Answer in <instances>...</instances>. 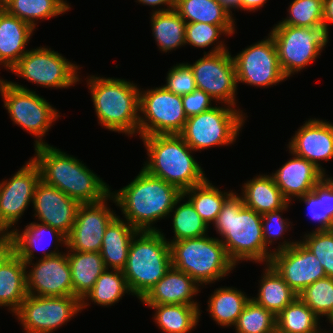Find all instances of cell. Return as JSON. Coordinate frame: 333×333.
<instances>
[{"label": "cell", "mask_w": 333, "mask_h": 333, "mask_svg": "<svg viewBox=\"0 0 333 333\" xmlns=\"http://www.w3.org/2000/svg\"><path fill=\"white\" fill-rule=\"evenodd\" d=\"M313 192L317 198H324L325 212L333 219V177L326 176L315 186Z\"/></svg>", "instance_id": "obj_49"}, {"label": "cell", "mask_w": 333, "mask_h": 333, "mask_svg": "<svg viewBox=\"0 0 333 333\" xmlns=\"http://www.w3.org/2000/svg\"><path fill=\"white\" fill-rule=\"evenodd\" d=\"M198 89L209 94L216 103L237 106V80L234 62L228 50L204 54L193 64L186 62ZM220 101V102H219Z\"/></svg>", "instance_id": "obj_15"}, {"label": "cell", "mask_w": 333, "mask_h": 333, "mask_svg": "<svg viewBox=\"0 0 333 333\" xmlns=\"http://www.w3.org/2000/svg\"><path fill=\"white\" fill-rule=\"evenodd\" d=\"M224 106V107H223ZM247 115L241 109L222 104L188 117L179 135L193 151L234 144Z\"/></svg>", "instance_id": "obj_9"}, {"label": "cell", "mask_w": 333, "mask_h": 333, "mask_svg": "<svg viewBox=\"0 0 333 333\" xmlns=\"http://www.w3.org/2000/svg\"><path fill=\"white\" fill-rule=\"evenodd\" d=\"M213 226L236 266L243 261L270 263L273 251L264 244L262 214L244 206L235 191L226 199Z\"/></svg>", "instance_id": "obj_3"}, {"label": "cell", "mask_w": 333, "mask_h": 333, "mask_svg": "<svg viewBox=\"0 0 333 333\" xmlns=\"http://www.w3.org/2000/svg\"><path fill=\"white\" fill-rule=\"evenodd\" d=\"M299 241L318 258L326 275L333 278V229L305 232Z\"/></svg>", "instance_id": "obj_44"}, {"label": "cell", "mask_w": 333, "mask_h": 333, "mask_svg": "<svg viewBox=\"0 0 333 333\" xmlns=\"http://www.w3.org/2000/svg\"><path fill=\"white\" fill-rule=\"evenodd\" d=\"M237 85L268 88L283 82L284 76L279 65L275 42L270 34L261 41L251 44L233 56Z\"/></svg>", "instance_id": "obj_14"}, {"label": "cell", "mask_w": 333, "mask_h": 333, "mask_svg": "<svg viewBox=\"0 0 333 333\" xmlns=\"http://www.w3.org/2000/svg\"><path fill=\"white\" fill-rule=\"evenodd\" d=\"M298 297L321 319L333 316V278H321L298 294Z\"/></svg>", "instance_id": "obj_41"}, {"label": "cell", "mask_w": 333, "mask_h": 333, "mask_svg": "<svg viewBox=\"0 0 333 333\" xmlns=\"http://www.w3.org/2000/svg\"><path fill=\"white\" fill-rule=\"evenodd\" d=\"M269 34L275 42L279 65L287 79L317 60L329 42V31L323 25L315 28L273 25Z\"/></svg>", "instance_id": "obj_10"}, {"label": "cell", "mask_w": 333, "mask_h": 333, "mask_svg": "<svg viewBox=\"0 0 333 333\" xmlns=\"http://www.w3.org/2000/svg\"><path fill=\"white\" fill-rule=\"evenodd\" d=\"M331 330H328V331H326V330H323V329H320V330H318V331H316V332H313V333H332L333 331H331Z\"/></svg>", "instance_id": "obj_56"}, {"label": "cell", "mask_w": 333, "mask_h": 333, "mask_svg": "<svg viewBox=\"0 0 333 333\" xmlns=\"http://www.w3.org/2000/svg\"><path fill=\"white\" fill-rule=\"evenodd\" d=\"M0 95L13 124L35 137L34 147L48 145L43 138L60 112L36 91L7 79L0 78Z\"/></svg>", "instance_id": "obj_8"}, {"label": "cell", "mask_w": 333, "mask_h": 333, "mask_svg": "<svg viewBox=\"0 0 333 333\" xmlns=\"http://www.w3.org/2000/svg\"><path fill=\"white\" fill-rule=\"evenodd\" d=\"M169 69L165 78L166 83L162 85L167 90L183 96L197 88L193 72L187 63H177Z\"/></svg>", "instance_id": "obj_46"}, {"label": "cell", "mask_w": 333, "mask_h": 333, "mask_svg": "<svg viewBox=\"0 0 333 333\" xmlns=\"http://www.w3.org/2000/svg\"><path fill=\"white\" fill-rule=\"evenodd\" d=\"M171 267L193 278L202 288L228 276L236 264L219 237L206 236L168 242Z\"/></svg>", "instance_id": "obj_7"}, {"label": "cell", "mask_w": 333, "mask_h": 333, "mask_svg": "<svg viewBox=\"0 0 333 333\" xmlns=\"http://www.w3.org/2000/svg\"><path fill=\"white\" fill-rule=\"evenodd\" d=\"M146 148L143 169L163 179L182 193L207 179L195 160L193 150L179 134H157L140 137Z\"/></svg>", "instance_id": "obj_5"}, {"label": "cell", "mask_w": 333, "mask_h": 333, "mask_svg": "<svg viewBox=\"0 0 333 333\" xmlns=\"http://www.w3.org/2000/svg\"><path fill=\"white\" fill-rule=\"evenodd\" d=\"M320 318L299 298L276 316V333H313L321 329Z\"/></svg>", "instance_id": "obj_38"}, {"label": "cell", "mask_w": 333, "mask_h": 333, "mask_svg": "<svg viewBox=\"0 0 333 333\" xmlns=\"http://www.w3.org/2000/svg\"><path fill=\"white\" fill-rule=\"evenodd\" d=\"M136 2L139 4L151 6L153 9L157 6L158 8H155V10H152V12H165L175 9L176 0H136ZM159 6L161 8H159Z\"/></svg>", "instance_id": "obj_51"}, {"label": "cell", "mask_w": 333, "mask_h": 333, "mask_svg": "<svg viewBox=\"0 0 333 333\" xmlns=\"http://www.w3.org/2000/svg\"><path fill=\"white\" fill-rule=\"evenodd\" d=\"M48 46L29 49L10 69L17 77L45 88H70L79 83L81 68Z\"/></svg>", "instance_id": "obj_11"}, {"label": "cell", "mask_w": 333, "mask_h": 333, "mask_svg": "<svg viewBox=\"0 0 333 333\" xmlns=\"http://www.w3.org/2000/svg\"><path fill=\"white\" fill-rule=\"evenodd\" d=\"M98 124L128 137L138 135L140 88L126 79L88 75Z\"/></svg>", "instance_id": "obj_4"}, {"label": "cell", "mask_w": 333, "mask_h": 333, "mask_svg": "<svg viewBox=\"0 0 333 333\" xmlns=\"http://www.w3.org/2000/svg\"><path fill=\"white\" fill-rule=\"evenodd\" d=\"M147 307L155 311L153 322L163 333H189L196 328L202 316L200 305L159 304Z\"/></svg>", "instance_id": "obj_32"}, {"label": "cell", "mask_w": 333, "mask_h": 333, "mask_svg": "<svg viewBox=\"0 0 333 333\" xmlns=\"http://www.w3.org/2000/svg\"><path fill=\"white\" fill-rule=\"evenodd\" d=\"M200 285L186 273L173 267L140 299L146 305L187 304L200 305L194 297L201 292Z\"/></svg>", "instance_id": "obj_23"}, {"label": "cell", "mask_w": 333, "mask_h": 333, "mask_svg": "<svg viewBox=\"0 0 333 333\" xmlns=\"http://www.w3.org/2000/svg\"><path fill=\"white\" fill-rule=\"evenodd\" d=\"M285 239L273 249L270 264L297 294L326 277L318 258L299 240Z\"/></svg>", "instance_id": "obj_16"}, {"label": "cell", "mask_w": 333, "mask_h": 333, "mask_svg": "<svg viewBox=\"0 0 333 333\" xmlns=\"http://www.w3.org/2000/svg\"><path fill=\"white\" fill-rule=\"evenodd\" d=\"M233 329L236 333H276V316L250 299Z\"/></svg>", "instance_id": "obj_40"}, {"label": "cell", "mask_w": 333, "mask_h": 333, "mask_svg": "<svg viewBox=\"0 0 333 333\" xmlns=\"http://www.w3.org/2000/svg\"><path fill=\"white\" fill-rule=\"evenodd\" d=\"M151 15L152 36L159 47L158 50L169 53L171 50L186 46V22L175 9L165 12H151Z\"/></svg>", "instance_id": "obj_34"}, {"label": "cell", "mask_w": 333, "mask_h": 333, "mask_svg": "<svg viewBox=\"0 0 333 333\" xmlns=\"http://www.w3.org/2000/svg\"><path fill=\"white\" fill-rule=\"evenodd\" d=\"M329 323H331V325H333V316L328 320Z\"/></svg>", "instance_id": "obj_57"}, {"label": "cell", "mask_w": 333, "mask_h": 333, "mask_svg": "<svg viewBox=\"0 0 333 333\" xmlns=\"http://www.w3.org/2000/svg\"><path fill=\"white\" fill-rule=\"evenodd\" d=\"M25 163L11 178L0 182V215L13 230L30 203L33 204L35 188L40 180L39 168L32 159Z\"/></svg>", "instance_id": "obj_18"}, {"label": "cell", "mask_w": 333, "mask_h": 333, "mask_svg": "<svg viewBox=\"0 0 333 333\" xmlns=\"http://www.w3.org/2000/svg\"><path fill=\"white\" fill-rule=\"evenodd\" d=\"M81 313V300L75 296L27 295L12 314L25 333H53Z\"/></svg>", "instance_id": "obj_13"}, {"label": "cell", "mask_w": 333, "mask_h": 333, "mask_svg": "<svg viewBox=\"0 0 333 333\" xmlns=\"http://www.w3.org/2000/svg\"><path fill=\"white\" fill-rule=\"evenodd\" d=\"M67 0H3L2 8L30 24L34 29L38 20H48L71 9ZM37 21V22H36Z\"/></svg>", "instance_id": "obj_35"}, {"label": "cell", "mask_w": 333, "mask_h": 333, "mask_svg": "<svg viewBox=\"0 0 333 333\" xmlns=\"http://www.w3.org/2000/svg\"><path fill=\"white\" fill-rule=\"evenodd\" d=\"M290 139L287 148L291 152L313 163L329 176L320 162L333 159V123L309 118Z\"/></svg>", "instance_id": "obj_21"}, {"label": "cell", "mask_w": 333, "mask_h": 333, "mask_svg": "<svg viewBox=\"0 0 333 333\" xmlns=\"http://www.w3.org/2000/svg\"><path fill=\"white\" fill-rule=\"evenodd\" d=\"M242 185V193L239 195L243 199L244 206L259 214L279 210L289 203L271 174L256 175Z\"/></svg>", "instance_id": "obj_26"}, {"label": "cell", "mask_w": 333, "mask_h": 333, "mask_svg": "<svg viewBox=\"0 0 333 333\" xmlns=\"http://www.w3.org/2000/svg\"><path fill=\"white\" fill-rule=\"evenodd\" d=\"M163 231H138L122 272L132 296L140 300L170 269V246Z\"/></svg>", "instance_id": "obj_6"}, {"label": "cell", "mask_w": 333, "mask_h": 333, "mask_svg": "<svg viewBox=\"0 0 333 333\" xmlns=\"http://www.w3.org/2000/svg\"><path fill=\"white\" fill-rule=\"evenodd\" d=\"M218 2L230 13V15L234 16L232 13L234 10H240V0H218ZM232 10V11H231Z\"/></svg>", "instance_id": "obj_54"}, {"label": "cell", "mask_w": 333, "mask_h": 333, "mask_svg": "<svg viewBox=\"0 0 333 333\" xmlns=\"http://www.w3.org/2000/svg\"><path fill=\"white\" fill-rule=\"evenodd\" d=\"M232 193L233 190H219V187L207 178L204 182L185 190L183 196H186L203 221L210 226L216 221L223 204Z\"/></svg>", "instance_id": "obj_37"}, {"label": "cell", "mask_w": 333, "mask_h": 333, "mask_svg": "<svg viewBox=\"0 0 333 333\" xmlns=\"http://www.w3.org/2000/svg\"><path fill=\"white\" fill-rule=\"evenodd\" d=\"M5 233H13V229H11L2 219L0 215V235Z\"/></svg>", "instance_id": "obj_55"}, {"label": "cell", "mask_w": 333, "mask_h": 333, "mask_svg": "<svg viewBox=\"0 0 333 333\" xmlns=\"http://www.w3.org/2000/svg\"><path fill=\"white\" fill-rule=\"evenodd\" d=\"M250 299L251 296L238 288L222 286L215 289L208 298L206 311L222 328L233 327Z\"/></svg>", "instance_id": "obj_33"}, {"label": "cell", "mask_w": 333, "mask_h": 333, "mask_svg": "<svg viewBox=\"0 0 333 333\" xmlns=\"http://www.w3.org/2000/svg\"><path fill=\"white\" fill-rule=\"evenodd\" d=\"M293 204L289 202L284 208L276 211L266 212L262 214V229H263V239L265 246L269 249L277 240L283 239L285 233H288V229L293 228L292 222L287 218H283L281 213L287 211L290 205ZM291 226V227H290Z\"/></svg>", "instance_id": "obj_45"}, {"label": "cell", "mask_w": 333, "mask_h": 333, "mask_svg": "<svg viewBox=\"0 0 333 333\" xmlns=\"http://www.w3.org/2000/svg\"><path fill=\"white\" fill-rule=\"evenodd\" d=\"M138 136L179 134L188 119L182 105V96L164 86L141 90Z\"/></svg>", "instance_id": "obj_12"}, {"label": "cell", "mask_w": 333, "mask_h": 333, "mask_svg": "<svg viewBox=\"0 0 333 333\" xmlns=\"http://www.w3.org/2000/svg\"><path fill=\"white\" fill-rule=\"evenodd\" d=\"M137 232L119 215L110 222L105 230L100 251L106 269L123 270L130 243Z\"/></svg>", "instance_id": "obj_27"}, {"label": "cell", "mask_w": 333, "mask_h": 333, "mask_svg": "<svg viewBox=\"0 0 333 333\" xmlns=\"http://www.w3.org/2000/svg\"><path fill=\"white\" fill-rule=\"evenodd\" d=\"M324 0H292L288 16L274 25L315 28L323 25Z\"/></svg>", "instance_id": "obj_43"}, {"label": "cell", "mask_w": 333, "mask_h": 333, "mask_svg": "<svg viewBox=\"0 0 333 333\" xmlns=\"http://www.w3.org/2000/svg\"><path fill=\"white\" fill-rule=\"evenodd\" d=\"M27 295L25 262L14 253L0 267V308L13 314Z\"/></svg>", "instance_id": "obj_28"}, {"label": "cell", "mask_w": 333, "mask_h": 333, "mask_svg": "<svg viewBox=\"0 0 333 333\" xmlns=\"http://www.w3.org/2000/svg\"><path fill=\"white\" fill-rule=\"evenodd\" d=\"M329 24H333V0H324L323 4V26L329 30Z\"/></svg>", "instance_id": "obj_52"}, {"label": "cell", "mask_w": 333, "mask_h": 333, "mask_svg": "<svg viewBox=\"0 0 333 333\" xmlns=\"http://www.w3.org/2000/svg\"><path fill=\"white\" fill-rule=\"evenodd\" d=\"M25 262L27 292L32 296H73L67 252ZM32 268H31V267ZM31 268V269H28Z\"/></svg>", "instance_id": "obj_19"}, {"label": "cell", "mask_w": 333, "mask_h": 333, "mask_svg": "<svg viewBox=\"0 0 333 333\" xmlns=\"http://www.w3.org/2000/svg\"><path fill=\"white\" fill-rule=\"evenodd\" d=\"M268 0H240V11L257 12Z\"/></svg>", "instance_id": "obj_53"}, {"label": "cell", "mask_w": 333, "mask_h": 333, "mask_svg": "<svg viewBox=\"0 0 333 333\" xmlns=\"http://www.w3.org/2000/svg\"><path fill=\"white\" fill-rule=\"evenodd\" d=\"M71 270L73 296L82 300L105 271L100 252L66 250Z\"/></svg>", "instance_id": "obj_30"}, {"label": "cell", "mask_w": 333, "mask_h": 333, "mask_svg": "<svg viewBox=\"0 0 333 333\" xmlns=\"http://www.w3.org/2000/svg\"><path fill=\"white\" fill-rule=\"evenodd\" d=\"M32 206L33 216L38 222L59 230L67 237L74 225L80 203L40 179L35 188Z\"/></svg>", "instance_id": "obj_20"}, {"label": "cell", "mask_w": 333, "mask_h": 333, "mask_svg": "<svg viewBox=\"0 0 333 333\" xmlns=\"http://www.w3.org/2000/svg\"><path fill=\"white\" fill-rule=\"evenodd\" d=\"M230 36L221 26L202 22L186 23L185 40L186 45L197 48L213 47L204 54H213L228 50L225 41L219 40L221 35Z\"/></svg>", "instance_id": "obj_42"}, {"label": "cell", "mask_w": 333, "mask_h": 333, "mask_svg": "<svg viewBox=\"0 0 333 333\" xmlns=\"http://www.w3.org/2000/svg\"><path fill=\"white\" fill-rule=\"evenodd\" d=\"M182 195L177 187L142 168L130 183L110 192V200L120 208L123 219L137 231H161L153 226L154 223L168 218Z\"/></svg>", "instance_id": "obj_1"}, {"label": "cell", "mask_w": 333, "mask_h": 333, "mask_svg": "<svg viewBox=\"0 0 333 333\" xmlns=\"http://www.w3.org/2000/svg\"><path fill=\"white\" fill-rule=\"evenodd\" d=\"M214 101L209 94L198 88L182 96V105L187 118L212 109Z\"/></svg>", "instance_id": "obj_48"}, {"label": "cell", "mask_w": 333, "mask_h": 333, "mask_svg": "<svg viewBox=\"0 0 333 333\" xmlns=\"http://www.w3.org/2000/svg\"><path fill=\"white\" fill-rule=\"evenodd\" d=\"M35 29L25 21L0 9V66L8 71L28 52Z\"/></svg>", "instance_id": "obj_25"}, {"label": "cell", "mask_w": 333, "mask_h": 333, "mask_svg": "<svg viewBox=\"0 0 333 333\" xmlns=\"http://www.w3.org/2000/svg\"><path fill=\"white\" fill-rule=\"evenodd\" d=\"M126 293L127 295H132L123 272L105 269L96 280L94 287L81 300V311L88 305L90 306L91 302L100 306L110 307L122 300Z\"/></svg>", "instance_id": "obj_36"}, {"label": "cell", "mask_w": 333, "mask_h": 333, "mask_svg": "<svg viewBox=\"0 0 333 333\" xmlns=\"http://www.w3.org/2000/svg\"><path fill=\"white\" fill-rule=\"evenodd\" d=\"M264 267L263 275L258 282L257 296H251V299L277 316L298 297V294L288 286L270 263L264 264Z\"/></svg>", "instance_id": "obj_31"}, {"label": "cell", "mask_w": 333, "mask_h": 333, "mask_svg": "<svg viewBox=\"0 0 333 333\" xmlns=\"http://www.w3.org/2000/svg\"><path fill=\"white\" fill-rule=\"evenodd\" d=\"M34 150L31 159L39 168L40 179L80 204L101 202L110 195L111 186L77 157L50 144Z\"/></svg>", "instance_id": "obj_2"}, {"label": "cell", "mask_w": 333, "mask_h": 333, "mask_svg": "<svg viewBox=\"0 0 333 333\" xmlns=\"http://www.w3.org/2000/svg\"><path fill=\"white\" fill-rule=\"evenodd\" d=\"M2 1H3V0H0V9L2 8Z\"/></svg>", "instance_id": "obj_58"}, {"label": "cell", "mask_w": 333, "mask_h": 333, "mask_svg": "<svg viewBox=\"0 0 333 333\" xmlns=\"http://www.w3.org/2000/svg\"><path fill=\"white\" fill-rule=\"evenodd\" d=\"M110 195L101 202L80 204L66 248L78 252H100L105 230L117 216L108 205ZM109 206V207H108Z\"/></svg>", "instance_id": "obj_17"}, {"label": "cell", "mask_w": 333, "mask_h": 333, "mask_svg": "<svg viewBox=\"0 0 333 333\" xmlns=\"http://www.w3.org/2000/svg\"><path fill=\"white\" fill-rule=\"evenodd\" d=\"M14 253V233H5L0 235V267Z\"/></svg>", "instance_id": "obj_50"}, {"label": "cell", "mask_w": 333, "mask_h": 333, "mask_svg": "<svg viewBox=\"0 0 333 333\" xmlns=\"http://www.w3.org/2000/svg\"><path fill=\"white\" fill-rule=\"evenodd\" d=\"M288 151L292 158L271 175L283 196L293 202L294 198L312 192L326 175L313 163Z\"/></svg>", "instance_id": "obj_22"}, {"label": "cell", "mask_w": 333, "mask_h": 333, "mask_svg": "<svg viewBox=\"0 0 333 333\" xmlns=\"http://www.w3.org/2000/svg\"><path fill=\"white\" fill-rule=\"evenodd\" d=\"M175 10L186 23L219 25L230 36L235 33V17L218 0H176Z\"/></svg>", "instance_id": "obj_29"}, {"label": "cell", "mask_w": 333, "mask_h": 333, "mask_svg": "<svg viewBox=\"0 0 333 333\" xmlns=\"http://www.w3.org/2000/svg\"><path fill=\"white\" fill-rule=\"evenodd\" d=\"M182 200L184 203H181ZM169 216L173 218L171 221L174 236L172 239L166 238L168 242H177L183 239L206 236L208 234L209 226L196 212L191 202L188 199L185 201V196L183 195L176 201L168 217Z\"/></svg>", "instance_id": "obj_39"}, {"label": "cell", "mask_w": 333, "mask_h": 333, "mask_svg": "<svg viewBox=\"0 0 333 333\" xmlns=\"http://www.w3.org/2000/svg\"><path fill=\"white\" fill-rule=\"evenodd\" d=\"M14 248L15 253L24 261H33L35 251H42L41 258L53 257L61 254L60 244L66 247L67 237L59 230L40 222H31L24 229L14 228ZM54 242V243H53ZM54 245L53 250H46ZM48 251V252H46Z\"/></svg>", "instance_id": "obj_24"}, {"label": "cell", "mask_w": 333, "mask_h": 333, "mask_svg": "<svg viewBox=\"0 0 333 333\" xmlns=\"http://www.w3.org/2000/svg\"><path fill=\"white\" fill-rule=\"evenodd\" d=\"M303 201L306 204V210L312 221L314 220L319 225L313 231L333 229V219L325 212L324 198H317L316 194L312 191L304 196L298 197L295 200Z\"/></svg>", "instance_id": "obj_47"}]
</instances>
